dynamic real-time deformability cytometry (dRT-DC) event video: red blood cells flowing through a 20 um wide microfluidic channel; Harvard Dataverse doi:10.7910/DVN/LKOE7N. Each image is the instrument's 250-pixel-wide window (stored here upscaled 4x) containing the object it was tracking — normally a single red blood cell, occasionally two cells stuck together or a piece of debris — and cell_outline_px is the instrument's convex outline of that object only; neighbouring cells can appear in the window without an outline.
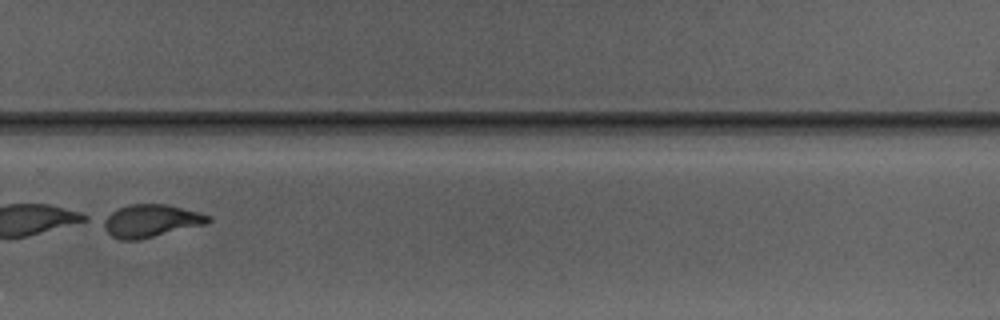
{"species": "Egyptian fruit bat (a non-hibernating species)", "species_latin": "Rousettus aegyptiacus", "temperature_condition": "warm", "stored_images_in_passage": 32, "camera_frame_rate_fps": 3000, "um_per_image_px": 0.085, "animal": {"sex": "male"}, "frame": {"image": 1, "passage_image": 23, "time_ms": 7.333, "image_size_px": [1000, 320], "cell_outline_px": [[212, 220], [204, 224], [140, 240], [120, 240], [112, 236], [96, 220], [120, 208], [132, 204], [164, 204], [200, 212], [212, 216]], "centroid_in_image_um": [12.76, 18.78], "position_along_channel_um": 317.0, "area_um2": 20.11}}